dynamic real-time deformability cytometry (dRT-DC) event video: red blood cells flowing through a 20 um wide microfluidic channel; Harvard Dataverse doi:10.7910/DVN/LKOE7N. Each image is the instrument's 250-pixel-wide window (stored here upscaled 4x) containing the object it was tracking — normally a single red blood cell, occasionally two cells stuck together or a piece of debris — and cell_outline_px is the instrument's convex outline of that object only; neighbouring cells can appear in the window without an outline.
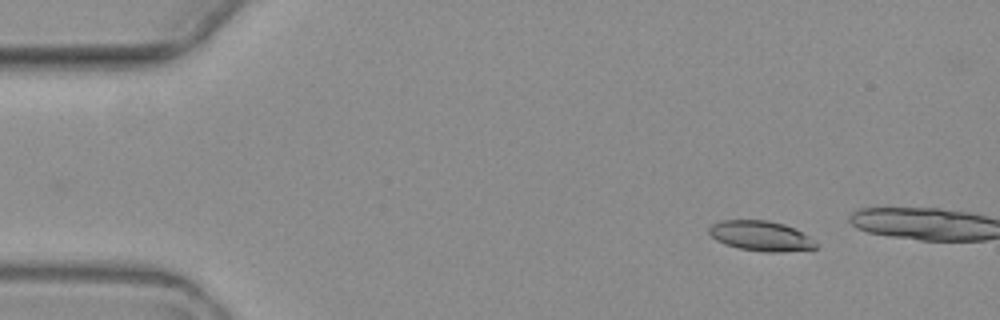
{"species": "common noctule bat (a hibernating species)", "species_latin": "Nyctalus noctula", "temperature_condition": "warm", "stored_images_in_passage": 3, "camera_frame_rate_fps": 3000, "um_per_image_px": 0.085, "animal": {"sex": "female", "body_mass_g": 19.3, "forearm_length_mm": 54.1}, "frame": {"image": 1, "passage_image": 1, "time_ms": 0.0, "image_size_px": [1000, 320], "cell_outline_px": [[816, 248], [784, 252], [764, 252], [740, 248], [724, 244], [716, 240], [708, 232], [708, 228], [712, 224], [720, 220], [768, 220], [784, 224], [808, 236], [816, 244]], "centroid_in_image_um": [64.62, 20.05], "position_along_channel_um": 20.4, "area_um2": 18.55}}